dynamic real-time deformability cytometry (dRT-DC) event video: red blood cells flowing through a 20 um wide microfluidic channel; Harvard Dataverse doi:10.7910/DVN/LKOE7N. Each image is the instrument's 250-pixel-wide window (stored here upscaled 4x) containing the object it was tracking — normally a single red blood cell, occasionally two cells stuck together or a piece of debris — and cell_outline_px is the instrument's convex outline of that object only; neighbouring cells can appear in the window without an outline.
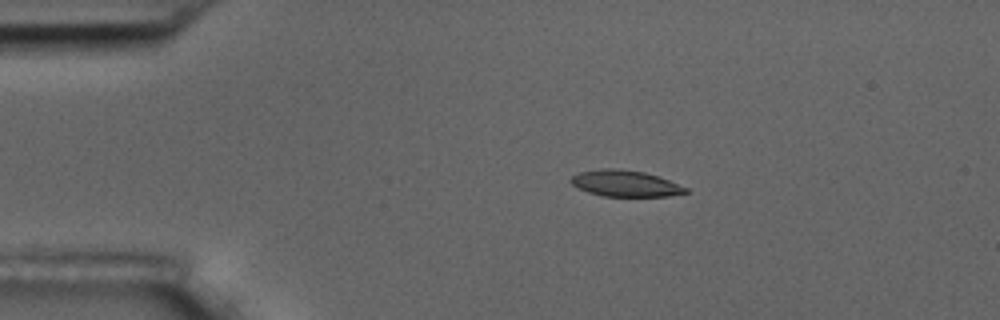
{"species": "common noctule bat (a hibernating species)", "species_latin": "Nyctalus noctula", "temperature_condition": "room temperature", "stored_images_in_passage": 49, "camera_frame_rate_fps": 3000, "um_per_image_px": 0.085, "animal": {"sex": "male", "body_mass_g": 17.5, "forearm_length_mm": 52.3}, "frame": {"image": 1, "passage_image": 4, "time_ms": 1.0, "image_size_px": [1000, 320], "cell_outline_px": [[688, 192], [668, 196], [600, 196], [576, 188], [568, 180], [572, 176], [580, 172], [600, 168], [616, 168], [644, 172], [668, 180], [688, 188]], "centroid_in_image_um": [53.09, 15.59], "position_along_channel_um": 31.9, "area_um2": 17.57}}
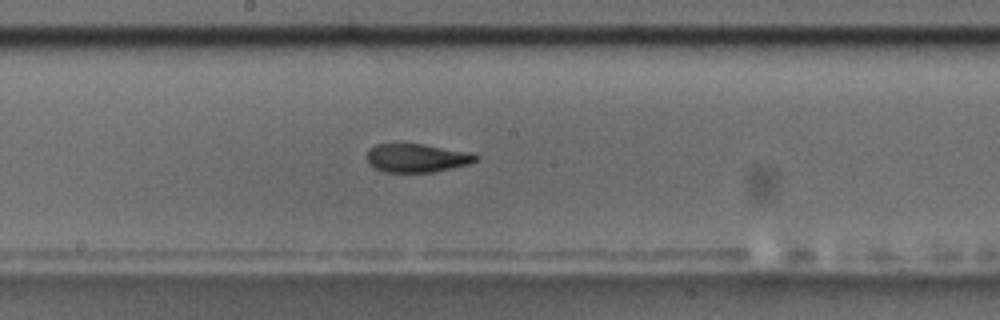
{"frame": {"image": 2, "passage_image": 23, "time_ms": 7.333, "image_size_px": [1000, 320], "cell_outline_px": [[480, 156], [476, 160], [468, 164], [452, 168], [432, 172], [384, 172], [368, 164], [368, 148], [376, 144], [424, 144], [472, 152]], "centroid_in_image_um": [35.45, 13.42], "position_along_channel_um": 212.8, "area_um2": 18.15}}
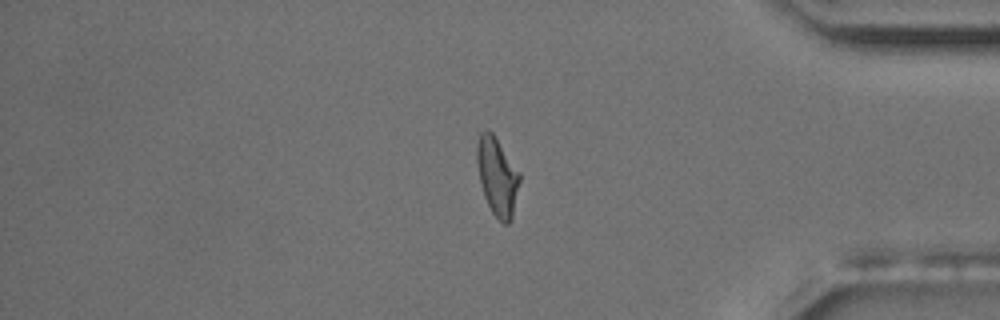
{"frame": {"image": 3, "passage_image": 40, "time_ms": 13.0, "image_size_px": [1000, 320], "cell_outline_px": [[520, 180], [512, 220], [508, 224], [504, 224], [492, 212], [484, 196], [476, 164], [476, 144], [480, 132], [492, 132], [520, 172]], "centroid_in_image_um": [42.27, 15.01], "position_along_channel_um": 392.9, "area_um2": 19.36}, "authors_computed_cell_mechanics": {"area_um2": 18.7272, "velocity_mm_per_s": 3.619, "shape_relaxation_time_tau1_ms": 7.9598, "shape_relaxation_time_tau2_ms": 2.033, "deformation_change_tau1": 0.1949, "deformation_change_tau2": 0.0873}}